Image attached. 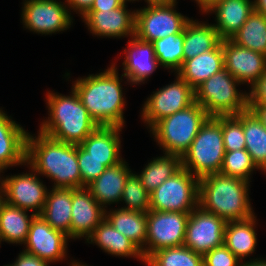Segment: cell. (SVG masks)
<instances>
[{"label": "cell", "mask_w": 266, "mask_h": 266, "mask_svg": "<svg viewBox=\"0 0 266 266\" xmlns=\"http://www.w3.org/2000/svg\"><path fill=\"white\" fill-rule=\"evenodd\" d=\"M26 164L38 175L52 179L53 188H82L77 144L54 140L39 131L35 137L28 133Z\"/></svg>", "instance_id": "1"}, {"label": "cell", "mask_w": 266, "mask_h": 266, "mask_svg": "<svg viewBox=\"0 0 266 266\" xmlns=\"http://www.w3.org/2000/svg\"><path fill=\"white\" fill-rule=\"evenodd\" d=\"M114 64L104 72L78 78L72 85L98 126L123 127L125 123V97L120 83L123 75L120 79Z\"/></svg>", "instance_id": "2"}, {"label": "cell", "mask_w": 266, "mask_h": 266, "mask_svg": "<svg viewBox=\"0 0 266 266\" xmlns=\"http://www.w3.org/2000/svg\"><path fill=\"white\" fill-rule=\"evenodd\" d=\"M70 93L65 96L48 91L46 104L50 117L42 122L39 132L54 140L78 145L98 124L90 117L73 87Z\"/></svg>", "instance_id": "3"}, {"label": "cell", "mask_w": 266, "mask_h": 266, "mask_svg": "<svg viewBox=\"0 0 266 266\" xmlns=\"http://www.w3.org/2000/svg\"><path fill=\"white\" fill-rule=\"evenodd\" d=\"M249 183L220 173L204 176L199 180V206L225 222L248 219L255 215L249 199Z\"/></svg>", "instance_id": "4"}, {"label": "cell", "mask_w": 266, "mask_h": 266, "mask_svg": "<svg viewBox=\"0 0 266 266\" xmlns=\"http://www.w3.org/2000/svg\"><path fill=\"white\" fill-rule=\"evenodd\" d=\"M224 155L222 116L209 117L181 157L182 167L200 179L219 173Z\"/></svg>", "instance_id": "5"}, {"label": "cell", "mask_w": 266, "mask_h": 266, "mask_svg": "<svg viewBox=\"0 0 266 266\" xmlns=\"http://www.w3.org/2000/svg\"><path fill=\"white\" fill-rule=\"evenodd\" d=\"M210 116L196 101L189 107L159 120L150 132L164 154L183 156Z\"/></svg>", "instance_id": "6"}, {"label": "cell", "mask_w": 266, "mask_h": 266, "mask_svg": "<svg viewBox=\"0 0 266 266\" xmlns=\"http://www.w3.org/2000/svg\"><path fill=\"white\" fill-rule=\"evenodd\" d=\"M239 84L224 68L194 90L195 101L210 117L238 115L248 109V93L239 92Z\"/></svg>", "instance_id": "7"}, {"label": "cell", "mask_w": 266, "mask_h": 266, "mask_svg": "<svg viewBox=\"0 0 266 266\" xmlns=\"http://www.w3.org/2000/svg\"><path fill=\"white\" fill-rule=\"evenodd\" d=\"M176 1L148 2V6L135 11V36L145 42H154L172 34L183 32L191 20L177 12Z\"/></svg>", "instance_id": "8"}, {"label": "cell", "mask_w": 266, "mask_h": 266, "mask_svg": "<svg viewBox=\"0 0 266 266\" xmlns=\"http://www.w3.org/2000/svg\"><path fill=\"white\" fill-rule=\"evenodd\" d=\"M199 180L182 167L150 193V210L193 211L199 206Z\"/></svg>", "instance_id": "9"}, {"label": "cell", "mask_w": 266, "mask_h": 266, "mask_svg": "<svg viewBox=\"0 0 266 266\" xmlns=\"http://www.w3.org/2000/svg\"><path fill=\"white\" fill-rule=\"evenodd\" d=\"M190 212H147V237L143 247L146 260L152 253L170 247L182 246Z\"/></svg>", "instance_id": "10"}, {"label": "cell", "mask_w": 266, "mask_h": 266, "mask_svg": "<svg viewBox=\"0 0 266 266\" xmlns=\"http://www.w3.org/2000/svg\"><path fill=\"white\" fill-rule=\"evenodd\" d=\"M195 102L194 89L178 74L174 83L153 92L141 111L142 121L151 129L159 120L181 111Z\"/></svg>", "instance_id": "11"}, {"label": "cell", "mask_w": 266, "mask_h": 266, "mask_svg": "<svg viewBox=\"0 0 266 266\" xmlns=\"http://www.w3.org/2000/svg\"><path fill=\"white\" fill-rule=\"evenodd\" d=\"M66 4L56 0H25L22 7L24 27L38 34L50 35L71 27L73 17Z\"/></svg>", "instance_id": "12"}, {"label": "cell", "mask_w": 266, "mask_h": 266, "mask_svg": "<svg viewBox=\"0 0 266 266\" xmlns=\"http://www.w3.org/2000/svg\"><path fill=\"white\" fill-rule=\"evenodd\" d=\"M225 225L222 218L198 206L189 214L183 245L204 255L224 244Z\"/></svg>", "instance_id": "13"}, {"label": "cell", "mask_w": 266, "mask_h": 266, "mask_svg": "<svg viewBox=\"0 0 266 266\" xmlns=\"http://www.w3.org/2000/svg\"><path fill=\"white\" fill-rule=\"evenodd\" d=\"M31 173L0 176L5 201L13 206L26 211L33 210L35 215H40L46 201L48 189L42 183L37 173L30 167Z\"/></svg>", "instance_id": "14"}, {"label": "cell", "mask_w": 266, "mask_h": 266, "mask_svg": "<svg viewBox=\"0 0 266 266\" xmlns=\"http://www.w3.org/2000/svg\"><path fill=\"white\" fill-rule=\"evenodd\" d=\"M68 239V235L52 228L40 215H36L31 222L24 251L49 263L62 261L67 255Z\"/></svg>", "instance_id": "15"}, {"label": "cell", "mask_w": 266, "mask_h": 266, "mask_svg": "<svg viewBox=\"0 0 266 266\" xmlns=\"http://www.w3.org/2000/svg\"><path fill=\"white\" fill-rule=\"evenodd\" d=\"M224 68L241 84L253 86L266 69V56L241 47L230 39L222 40Z\"/></svg>", "instance_id": "16"}, {"label": "cell", "mask_w": 266, "mask_h": 266, "mask_svg": "<svg viewBox=\"0 0 266 266\" xmlns=\"http://www.w3.org/2000/svg\"><path fill=\"white\" fill-rule=\"evenodd\" d=\"M126 3L113 10H90L82 19L95 36L121 38L135 36V10H126Z\"/></svg>", "instance_id": "17"}, {"label": "cell", "mask_w": 266, "mask_h": 266, "mask_svg": "<svg viewBox=\"0 0 266 266\" xmlns=\"http://www.w3.org/2000/svg\"><path fill=\"white\" fill-rule=\"evenodd\" d=\"M105 210L86 187L72 189L70 239H87L104 220Z\"/></svg>", "instance_id": "18"}, {"label": "cell", "mask_w": 266, "mask_h": 266, "mask_svg": "<svg viewBox=\"0 0 266 266\" xmlns=\"http://www.w3.org/2000/svg\"><path fill=\"white\" fill-rule=\"evenodd\" d=\"M128 48L124 49L125 60L122 63V74L131 84L143 83L158 68L159 61L156 58L154 45L145 42L136 36L129 39Z\"/></svg>", "instance_id": "19"}, {"label": "cell", "mask_w": 266, "mask_h": 266, "mask_svg": "<svg viewBox=\"0 0 266 266\" xmlns=\"http://www.w3.org/2000/svg\"><path fill=\"white\" fill-rule=\"evenodd\" d=\"M28 132L0 108V173L8 167L26 165Z\"/></svg>", "instance_id": "20"}, {"label": "cell", "mask_w": 266, "mask_h": 266, "mask_svg": "<svg viewBox=\"0 0 266 266\" xmlns=\"http://www.w3.org/2000/svg\"><path fill=\"white\" fill-rule=\"evenodd\" d=\"M132 173L124 159L111 167H107L97 179L91 182L86 188L98 203L105 209L112 203L121 201L122 192L126 179Z\"/></svg>", "instance_id": "21"}, {"label": "cell", "mask_w": 266, "mask_h": 266, "mask_svg": "<svg viewBox=\"0 0 266 266\" xmlns=\"http://www.w3.org/2000/svg\"><path fill=\"white\" fill-rule=\"evenodd\" d=\"M254 11L251 0H223L212 7L208 13L216 15L213 24L222 40L231 39L243 26L250 14Z\"/></svg>", "instance_id": "22"}, {"label": "cell", "mask_w": 266, "mask_h": 266, "mask_svg": "<svg viewBox=\"0 0 266 266\" xmlns=\"http://www.w3.org/2000/svg\"><path fill=\"white\" fill-rule=\"evenodd\" d=\"M222 69H224V53L221 41L215 49L185 60L177 74L195 90Z\"/></svg>", "instance_id": "23"}, {"label": "cell", "mask_w": 266, "mask_h": 266, "mask_svg": "<svg viewBox=\"0 0 266 266\" xmlns=\"http://www.w3.org/2000/svg\"><path fill=\"white\" fill-rule=\"evenodd\" d=\"M104 252L120 257H135L145 263L141 250L127 237L119 233L105 218L86 239Z\"/></svg>", "instance_id": "24"}, {"label": "cell", "mask_w": 266, "mask_h": 266, "mask_svg": "<svg viewBox=\"0 0 266 266\" xmlns=\"http://www.w3.org/2000/svg\"><path fill=\"white\" fill-rule=\"evenodd\" d=\"M50 191V192H49ZM72 213V189L53 188L48 190L45 206L40 216L51 225L70 238Z\"/></svg>", "instance_id": "25"}, {"label": "cell", "mask_w": 266, "mask_h": 266, "mask_svg": "<svg viewBox=\"0 0 266 266\" xmlns=\"http://www.w3.org/2000/svg\"><path fill=\"white\" fill-rule=\"evenodd\" d=\"M255 225V215L244 220L226 222L224 229V245L239 260H243L255 252L257 245Z\"/></svg>", "instance_id": "26"}, {"label": "cell", "mask_w": 266, "mask_h": 266, "mask_svg": "<svg viewBox=\"0 0 266 266\" xmlns=\"http://www.w3.org/2000/svg\"><path fill=\"white\" fill-rule=\"evenodd\" d=\"M122 128L98 126L80 145L96 160H123L120 156Z\"/></svg>", "instance_id": "27"}, {"label": "cell", "mask_w": 266, "mask_h": 266, "mask_svg": "<svg viewBox=\"0 0 266 266\" xmlns=\"http://www.w3.org/2000/svg\"><path fill=\"white\" fill-rule=\"evenodd\" d=\"M105 219L121 234L131 240L142 252L147 237V213L122 208L105 210Z\"/></svg>", "instance_id": "28"}, {"label": "cell", "mask_w": 266, "mask_h": 266, "mask_svg": "<svg viewBox=\"0 0 266 266\" xmlns=\"http://www.w3.org/2000/svg\"><path fill=\"white\" fill-rule=\"evenodd\" d=\"M221 41L212 24L196 22L191 18L184 27V61L215 49Z\"/></svg>", "instance_id": "29"}, {"label": "cell", "mask_w": 266, "mask_h": 266, "mask_svg": "<svg viewBox=\"0 0 266 266\" xmlns=\"http://www.w3.org/2000/svg\"><path fill=\"white\" fill-rule=\"evenodd\" d=\"M28 211L13 206L6 201L0 209V238L13 244H23L26 241L31 222L36 216L32 213L30 216Z\"/></svg>", "instance_id": "30"}, {"label": "cell", "mask_w": 266, "mask_h": 266, "mask_svg": "<svg viewBox=\"0 0 266 266\" xmlns=\"http://www.w3.org/2000/svg\"><path fill=\"white\" fill-rule=\"evenodd\" d=\"M243 132L245 149L256 166L266 173V128L249 109L243 111Z\"/></svg>", "instance_id": "31"}, {"label": "cell", "mask_w": 266, "mask_h": 266, "mask_svg": "<svg viewBox=\"0 0 266 266\" xmlns=\"http://www.w3.org/2000/svg\"><path fill=\"white\" fill-rule=\"evenodd\" d=\"M181 168V156L165 154L164 156L153 158L141 173L136 175L145 189L151 193Z\"/></svg>", "instance_id": "32"}, {"label": "cell", "mask_w": 266, "mask_h": 266, "mask_svg": "<svg viewBox=\"0 0 266 266\" xmlns=\"http://www.w3.org/2000/svg\"><path fill=\"white\" fill-rule=\"evenodd\" d=\"M230 40L266 56V16L254 10Z\"/></svg>", "instance_id": "33"}, {"label": "cell", "mask_w": 266, "mask_h": 266, "mask_svg": "<svg viewBox=\"0 0 266 266\" xmlns=\"http://www.w3.org/2000/svg\"><path fill=\"white\" fill-rule=\"evenodd\" d=\"M147 266H204L203 255L185 245L170 247L152 253L146 260Z\"/></svg>", "instance_id": "34"}, {"label": "cell", "mask_w": 266, "mask_h": 266, "mask_svg": "<svg viewBox=\"0 0 266 266\" xmlns=\"http://www.w3.org/2000/svg\"><path fill=\"white\" fill-rule=\"evenodd\" d=\"M160 66L178 72L184 63V30L152 42Z\"/></svg>", "instance_id": "35"}, {"label": "cell", "mask_w": 266, "mask_h": 266, "mask_svg": "<svg viewBox=\"0 0 266 266\" xmlns=\"http://www.w3.org/2000/svg\"><path fill=\"white\" fill-rule=\"evenodd\" d=\"M121 201L126 203L125 210L147 213L150 210V193L141 184L138 176L131 173L126 179Z\"/></svg>", "instance_id": "36"}, {"label": "cell", "mask_w": 266, "mask_h": 266, "mask_svg": "<svg viewBox=\"0 0 266 266\" xmlns=\"http://www.w3.org/2000/svg\"><path fill=\"white\" fill-rule=\"evenodd\" d=\"M255 169L259 168L253 162L247 150L242 149L225 152L223 165L219 173L251 182L249 179Z\"/></svg>", "instance_id": "37"}, {"label": "cell", "mask_w": 266, "mask_h": 266, "mask_svg": "<svg viewBox=\"0 0 266 266\" xmlns=\"http://www.w3.org/2000/svg\"><path fill=\"white\" fill-rule=\"evenodd\" d=\"M77 159L82 178V188L97 179L107 167L114 166L122 161L96 160L95 158L90 157L89 152H87L80 144L77 145Z\"/></svg>", "instance_id": "38"}, {"label": "cell", "mask_w": 266, "mask_h": 266, "mask_svg": "<svg viewBox=\"0 0 266 266\" xmlns=\"http://www.w3.org/2000/svg\"><path fill=\"white\" fill-rule=\"evenodd\" d=\"M222 133L225 152L245 149L243 112L222 116Z\"/></svg>", "instance_id": "39"}, {"label": "cell", "mask_w": 266, "mask_h": 266, "mask_svg": "<svg viewBox=\"0 0 266 266\" xmlns=\"http://www.w3.org/2000/svg\"><path fill=\"white\" fill-rule=\"evenodd\" d=\"M239 260L224 244L203 255L204 266H240Z\"/></svg>", "instance_id": "40"}, {"label": "cell", "mask_w": 266, "mask_h": 266, "mask_svg": "<svg viewBox=\"0 0 266 266\" xmlns=\"http://www.w3.org/2000/svg\"><path fill=\"white\" fill-rule=\"evenodd\" d=\"M250 89L248 105H266V69L262 77Z\"/></svg>", "instance_id": "41"}, {"label": "cell", "mask_w": 266, "mask_h": 266, "mask_svg": "<svg viewBox=\"0 0 266 266\" xmlns=\"http://www.w3.org/2000/svg\"><path fill=\"white\" fill-rule=\"evenodd\" d=\"M49 264V262L23 250L10 266H49Z\"/></svg>", "instance_id": "42"}, {"label": "cell", "mask_w": 266, "mask_h": 266, "mask_svg": "<svg viewBox=\"0 0 266 266\" xmlns=\"http://www.w3.org/2000/svg\"><path fill=\"white\" fill-rule=\"evenodd\" d=\"M95 0H66L69 10L77 11L81 16H85L91 9Z\"/></svg>", "instance_id": "43"}, {"label": "cell", "mask_w": 266, "mask_h": 266, "mask_svg": "<svg viewBox=\"0 0 266 266\" xmlns=\"http://www.w3.org/2000/svg\"><path fill=\"white\" fill-rule=\"evenodd\" d=\"M124 3L123 0H95L90 10H113Z\"/></svg>", "instance_id": "44"}, {"label": "cell", "mask_w": 266, "mask_h": 266, "mask_svg": "<svg viewBox=\"0 0 266 266\" xmlns=\"http://www.w3.org/2000/svg\"><path fill=\"white\" fill-rule=\"evenodd\" d=\"M248 109L255 114L266 128V105H248Z\"/></svg>", "instance_id": "45"}, {"label": "cell", "mask_w": 266, "mask_h": 266, "mask_svg": "<svg viewBox=\"0 0 266 266\" xmlns=\"http://www.w3.org/2000/svg\"><path fill=\"white\" fill-rule=\"evenodd\" d=\"M196 3L199 5L200 10L203 13H208V11L214 7L217 3L223 0H195Z\"/></svg>", "instance_id": "46"}, {"label": "cell", "mask_w": 266, "mask_h": 266, "mask_svg": "<svg viewBox=\"0 0 266 266\" xmlns=\"http://www.w3.org/2000/svg\"><path fill=\"white\" fill-rule=\"evenodd\" d=\"M254 10L266 16V0H254Z\"/></svg>", "instance_id": "47"}, {"label": "cell", "mask_w": 266, "mask_h": 266, "mask_svg": "<svg viewBox=\"0 0 266 266\" xmlns=\"http://www.w3.org/2000/svg\"><path fill=\"white\" fill-rule=\"evenodd\" d=\"M253 259H250V261L248 262H244L242 263L241 262V265L240 266H266V259H260V258H256L252 261Z\"/></svg>", "instance_id": "48"}, {"label": "cell", "mask_w": 266, "mask_h": 266, "mask_svg": "<svg viewBox=\"0 0 266 266\" xmlns=\"http://www.w3.org/2000/svg\"><path fill=\"white\" fill-rule=\"evenodd\" d=\"M4 202H5L4 191H3V187L0 183V209H1V206L3 205Z\"/></svg>", "instance_id": "49"}, {"label": "cell", "mask_w": 266, "mask_h": 266, "mask_svg": "<svg viewBox=\"0 0 266 266\" xmlns=\"http://www.w3.org/2000/svg\"><path fill=\"white\" fill-rule=\"evenodd\" d=\"M70 265L71 266H88V265L82 264L81 262H76L75 260L71 262Z\"/></svg>", "instance_id": "50"}, {"label": "cell", "mask_w": 266, "mask_h": 266, "mask_svg": "<svg viewBox=\"0 0 266 266\" xmlns=\"http://www.w3.org/2000/svg\"><path fill=\"white\" fill-rule=\"evenodd\" d=\"M170 1H175V0H145V2H170Z\"/></svg>", "instance_id": "51"}, {"label": "cell", "mask_w": 266, "mask_h": 266, "mask_svg": "<svg viewBox=\"0 0 266 266\" xmlns=\"http://www.w3.org/2000/svg\"><path fill=\"white\" fill-rule=\"evenodd\" d=\"M125 3L128 2V1H139V0H123ZM145 1V0H144Z\"/></svg>", "instance_id": "52"}]
</instances>
